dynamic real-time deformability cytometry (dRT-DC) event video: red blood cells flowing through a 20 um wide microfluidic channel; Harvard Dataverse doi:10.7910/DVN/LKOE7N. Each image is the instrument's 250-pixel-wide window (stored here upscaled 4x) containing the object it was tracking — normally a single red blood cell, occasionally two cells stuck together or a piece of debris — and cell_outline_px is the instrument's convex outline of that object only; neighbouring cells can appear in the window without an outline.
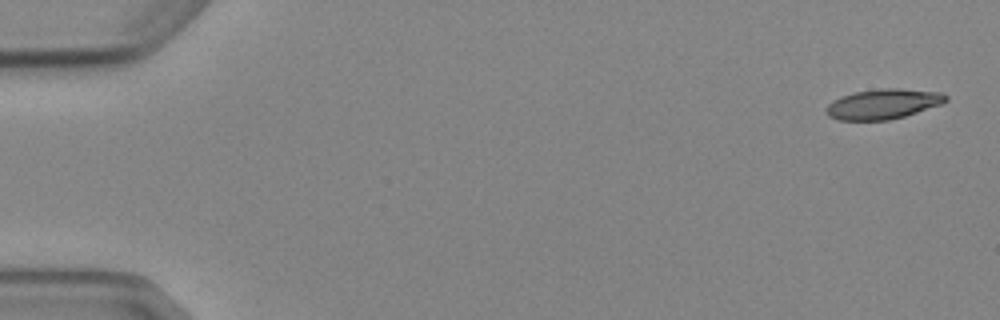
{"species": "Egyptian fruit bat (a non-hibernating species)", "species_latin": "Rousettus aegyptiacus", "temperature_condition": "cold", "stored_images_in_passage": 6, "segment_of_instrument_passage": [1, 2], "camera_frame_rate_fps": 3000, "um_per_image_px": 0.085, "animal": {"sex": "female"}, "frame": {"image": 1, "passage_image": 1, "time_ms": 0.0, "image_size_px": [1000, 320], "cell_outline_px": [[948, 100], [940, 104], [904, 116], [888, 120], [836, 120], [828, 116], [824, 108], [832, 100], [840, 96], [856, 92], [884, 88], [900, 88], [944, 92], [948, 96]], "centroid_in_image_um": [75.04, 8.83], "position_along_channel_um": 10.0, "area_um2": 21.04}}
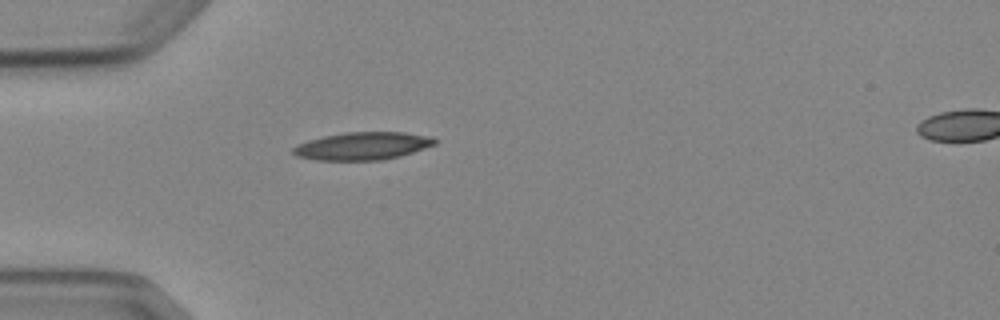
{"frame": {"image": 2, "passage_image": 5, "time_ms": 4.667, "image_size_px": [1000, 320], "cell_outline_px": [[436, 144], [400, 156], [384, 160], [316, 160], [296, 156], [292, 152], [292, 148], [296, 144], [308, 140], [324, 136], [344, 132], [404, 132], [432, 136], [436, 140]], "centroid_in_image_um": [30.8, 12.4], "position_along_channel_um": 54.2, "area_um2": 23.0}}